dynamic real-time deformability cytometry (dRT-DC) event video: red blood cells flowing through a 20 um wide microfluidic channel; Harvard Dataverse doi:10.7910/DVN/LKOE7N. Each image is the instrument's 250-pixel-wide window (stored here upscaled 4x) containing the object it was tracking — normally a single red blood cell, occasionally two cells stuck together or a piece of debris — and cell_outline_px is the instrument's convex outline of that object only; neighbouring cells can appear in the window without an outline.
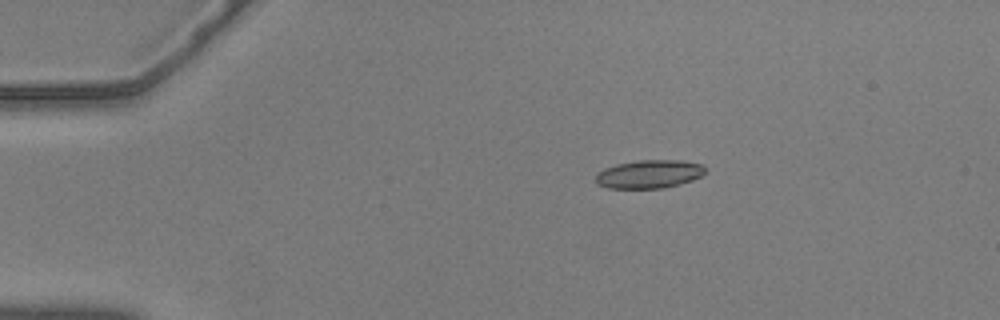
{"species": "common noctule bat (a hibernating species)", "species_latin": "Nyctalus noctula", "temperature_condition": "warm", "stored_images_in_passage": 44, "camera_frame_rate_fps": 3000, "um_per_image_px": 0.085, "animal": {"sex": "male", "body_mass_g": 20.5, "forearm_length_mm": 52.5}, "frame": {"image": 1, "passage_image": 1, "time_ms": 0.0, "image_size_px": [1000, 320], "cell_outline_px": [[704, 172], [700, 176], [692, 180], [680, 184], [664, 188], [608, 188], [596, 184], [596, 172], [604, 168], [616, 164], [640, 160], [680, 160], [704, 164]], "centroid_in_image_um": [55.15, 14.79], "position_along_channel_um": 29.8, "area_um2": 18.15}}
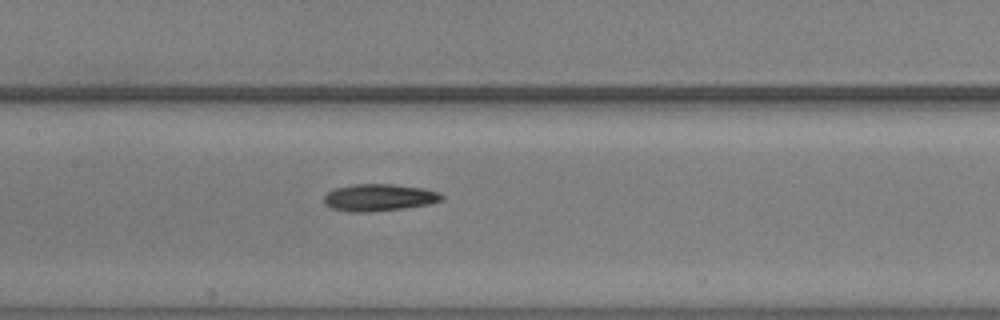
{"frame": {"image": 2, "passage_image": 18, "time_ms": 5.667, "image_size_px": [1000, 320], "cell_outline_px": [[444, 196], [440, 200], [428, 204], [372, 212], [348, 212], [332, 208], [324, 204], [324, 196], [328, 192], [336, 188], [352, 184], [392, 184], [424, 188], [440, 192]], "centroid_in_image_um": [32.19, 16.78], "position_along_channel_um": 175.2, "area_um2": 18.5}}
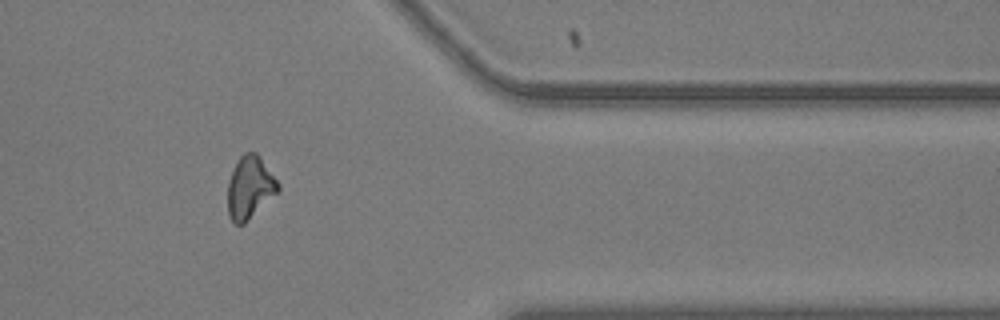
{"frame": {"image": 3, "passage_image": 37, "time_ms": 12.0, "image_size_px": [1000, 320], "cell_outline_px": [[280, 188], [244, 224], [236, 224], [228, 216], [228, 184], [232, 172], [240, 156], [244, 152], [256, 152], [260, 156], [280, 184]], "centroid_in_image_um": [21.23, 15.92], "position_along_channel_um": 390.2, "area_um2": 17.98}, "authors_computed_cell_mechanics": {"area_um2": 18.1492, "velocity_mm_per_s": 3.646, "shape_relaxation_time_tau1_ms": 4.3451, "shape_relaxation_time_tau2_ms": null, "deformation_change_tau1": 0.1498, "deformation_change_tau2": null}}